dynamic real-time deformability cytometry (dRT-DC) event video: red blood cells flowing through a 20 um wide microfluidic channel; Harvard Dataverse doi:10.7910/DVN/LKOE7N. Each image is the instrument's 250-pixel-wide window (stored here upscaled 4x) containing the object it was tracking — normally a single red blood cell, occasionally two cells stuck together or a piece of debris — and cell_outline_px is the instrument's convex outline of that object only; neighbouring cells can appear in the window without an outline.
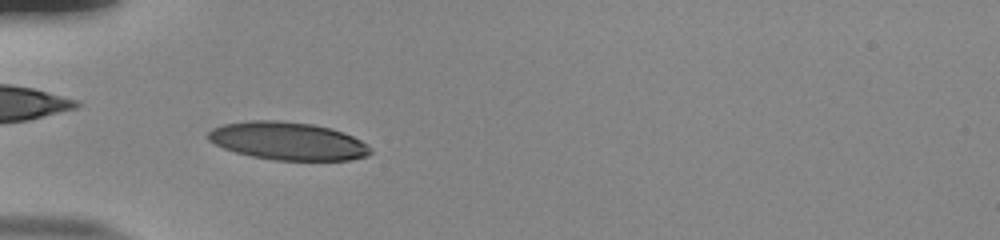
{"species": "human", "species_latin": "Homo sapiens", "temperature_condition": "room temperature", "stored_images_in_passage": 51, "camera_frame_rate_fps": 3000, "um_per_image_px": 0.085, "donor": {"sex": "male"}, "frame": {"image": 1, "passage_image": 15, "time_ms": 4.667, "image_size_px": [1000, 240], "cell_outline_px": [[372, 152], [368, 156], [352, 160], [276, 160], [252, 156], [236, 152], [224, 148], [208, 140], [204, 136], [212, 128], [224, 124], [248, 120], [276, 120], [312, 124], [332, 128], [344, 132], [368, 144], [372, 148]], "centroid_in_image_um": [24.48, 11.98], "position_along_channel_um": 60.5, "area_um2": 36.07}}
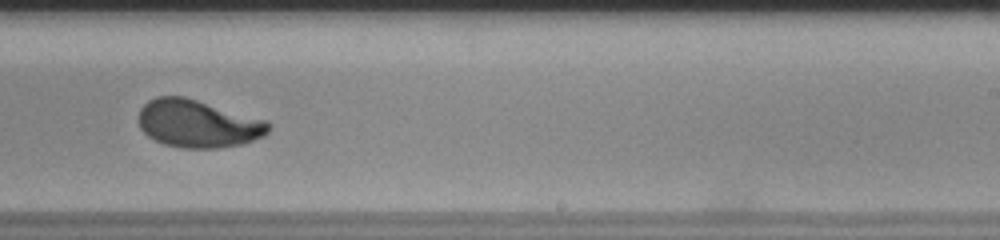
{"frame": {"image": 2, "passage_image": 32, "time_ms": 10.333, "image_size_px": [1000, 240], "cell_outline_px": [[272, 128], [264, 136], [240, 144], [216, 148], [184, 148], [164, 144], [148, 136], [140, 128], [140, 108], [148, 100], [156, 96], [184, 96], [268, 120], [272, 124]], "centroid_in_image_um": [16.86, 10.5], "position_along_channel_um": 272.1, "area_um2": 36.18}}
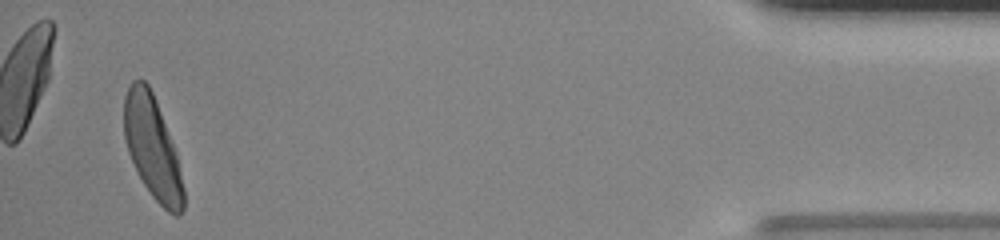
{"frame": {"image": 3, "passage_image": 49, "time_ms": 16.0, "image_size_px": [1000, 240], "cell_outline_px": [[184, 208], [180, 216], [176, 216], [168, 212], [152, 196], [136, 172], [128, 152], [124, 140], [124, 96], [132, 80], [144, 80], [148, 84], [152, 92], [176, 152], [184, 188]], "centroid_in_image_um": [12.94, 12.57], "position_along_channel_um": 422.3, "area_um2": 35.26}, "authors_computed_cell_mechanics": {"area_um2": 35.7782, "velocity_mm_per_s": 3.8665, "shape_relaxation_time_tau1_ms": 3.481, "shape_relaxation_time_tau2_ms": null, "deformation_change_tau1": 0.1989, "deformation_change_tau2": null}}